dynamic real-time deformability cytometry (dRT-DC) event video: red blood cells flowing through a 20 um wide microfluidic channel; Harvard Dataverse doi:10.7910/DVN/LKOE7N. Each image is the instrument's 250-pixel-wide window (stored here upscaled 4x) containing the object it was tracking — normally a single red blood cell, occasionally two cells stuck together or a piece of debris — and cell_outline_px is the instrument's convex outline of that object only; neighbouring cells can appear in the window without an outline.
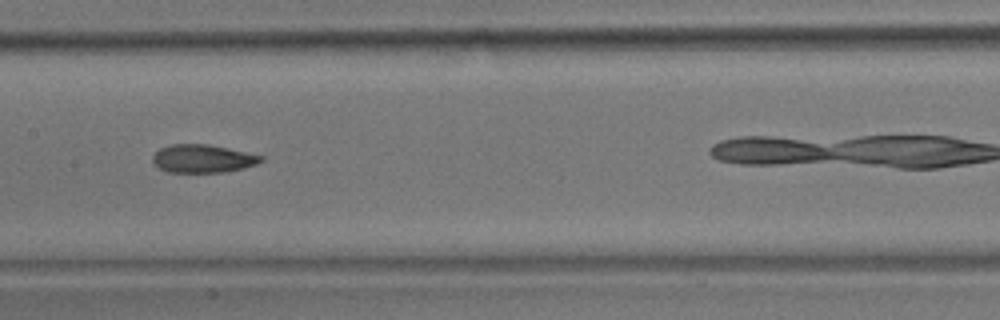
{"species": "common noctule bat (a hibernating species)", "species_latin": "Nyctalus noctula", "temperature_condition": "room temperature", "stored_images_in_passage": 9, "camera_frame_rate_fps": 3000, "um_per_image_px": 0.085, "animal": {"sex": "male", "body_mass_g": 17.9}, "frame": {"image": 1, "passage_image": 6, "time_ms": 1.667, "image_size_px": [1000, 320], "cell_outline_px": [[264, 160], [256, 164], [244, 168], [224, 172], [168, 172], [152, 164], [152, 156], [160, 148], [172, 144], [208, 144], [264, 156]], "centroid_in_image_um": [17.22, 13.48], "position_along_channel_um": 190.2, "area_um2": 17.74}}